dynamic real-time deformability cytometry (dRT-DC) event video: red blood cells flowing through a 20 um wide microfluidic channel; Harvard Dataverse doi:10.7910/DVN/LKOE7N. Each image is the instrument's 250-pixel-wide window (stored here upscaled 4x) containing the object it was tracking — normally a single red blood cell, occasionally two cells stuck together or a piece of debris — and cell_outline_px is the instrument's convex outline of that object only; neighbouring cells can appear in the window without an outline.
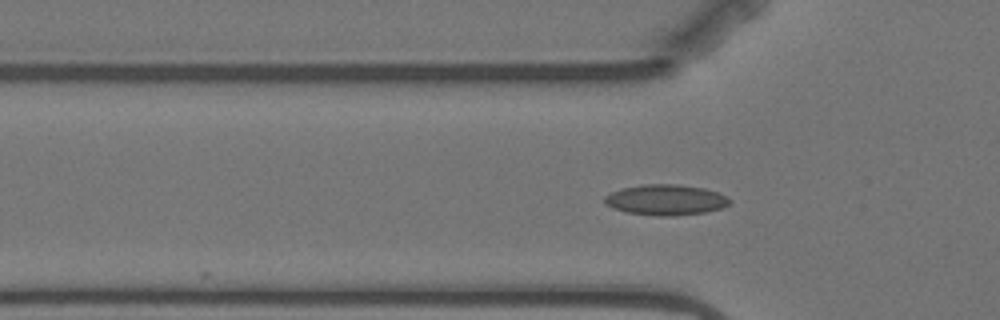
{"species": "Egyptian fruit bat (a non-hibernating species)", "species_latin": "Rousettus aegyptiacus", "temperature_condition": "warm", "stored_images_in_passage": 3, "camera_frame_rate_fps": 3000, "um_per_image_px": 0.085, "animal": {"sex": "female"}, "frame": {"image": 1, "passage_image": 3, "time_ms": 3.333, "image_size_px": [1000, 320], "cell_outline_px": [[732, 200], [728, 204], [720, 208], [704, 212], [672, 216], [656, 216], [624, 212], [612, 208], [604, 200], [604, 196], [620, 188], [640, 184], [672, 184], [704, 188], [728, 196]], "centroid_in_image_um": [56.56, 16.98], "position_along_channel_um": 69.2, "area_um2": 22.31}}